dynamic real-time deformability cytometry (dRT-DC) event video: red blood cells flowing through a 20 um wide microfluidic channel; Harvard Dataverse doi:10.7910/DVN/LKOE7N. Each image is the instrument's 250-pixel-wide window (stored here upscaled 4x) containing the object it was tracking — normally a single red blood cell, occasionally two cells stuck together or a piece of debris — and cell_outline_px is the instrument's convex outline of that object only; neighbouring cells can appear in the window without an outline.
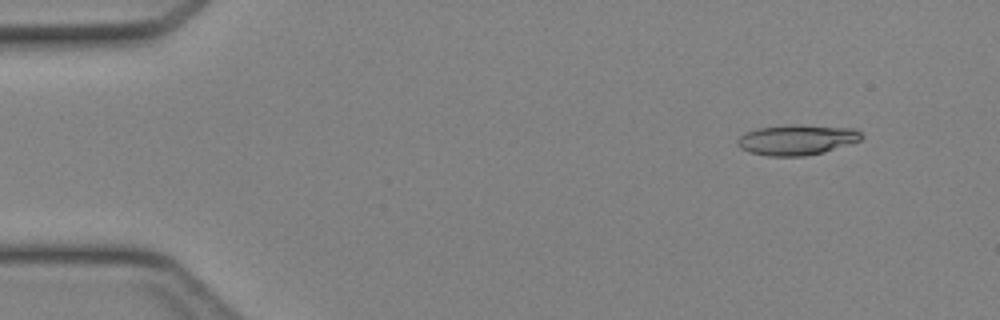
{"species": "Egyptian fruit bat (a non-hibernating species)", "species_latin": "Rousettus aegyptiacus", "temperature_condition": "cold", "stored_images_in_passage": 14, "camera_frame_rate_fps": 3000, "um_per_image_px": 0.085, "animal": {"sex": "female"}, "frame": {"image": 1, "passage_image": 5, "time_ms": 1.333, "image_size_px": [1000, 320], "cell_outline_px": [[864, 136], [860, 140], [852, 144], [824, 152], [804, 156], [768, 156], [748, 152], [740, 148], [736, 144], [736, 140], [740, 136], [748, 132], [760, 128], [796, 124], [856, 128]], "centroid_in_image_um": [67.77, 11.89], "position_along_channel_um": 17.2, "area_um2": 22.08}}